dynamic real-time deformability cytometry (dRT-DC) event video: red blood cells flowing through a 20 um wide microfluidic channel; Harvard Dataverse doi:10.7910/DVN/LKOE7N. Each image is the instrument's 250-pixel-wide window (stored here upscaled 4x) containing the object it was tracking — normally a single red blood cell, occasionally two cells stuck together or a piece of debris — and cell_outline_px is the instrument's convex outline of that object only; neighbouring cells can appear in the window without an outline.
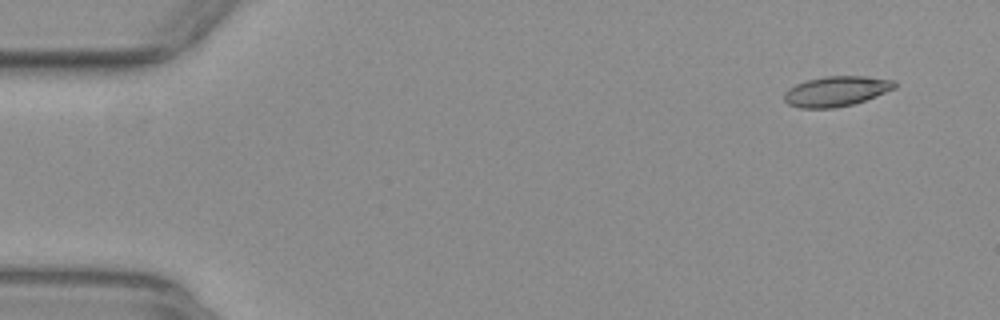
{"species": "common noctule bat (a hibernating species)", "species_latin": "Nyctalus noctula", "temperature_condition": "warm", "stored_images_in_passage": 13, "camera_frame_rate_fps": 3000, "um_per_image_px": 0.085, "animal": {"sex": "female", "body_mass_g": 29.2, "forearm_length_mm": 56.3}, "frame": {"image": 1, "passage_image": 1, "time_ms": 0.0, "image_size_px": [1000, 320], "cell_outline_px": [[896, 88], [876, 96], [852, 104], [836, 108], [800, 108], [788, 104], [784, 100], [784, 92], [788, 88], [796, 84], [808, 80], [824, 76], [868, 76], [896, 80]], "centroid_in_image_um": [71.09, 7.75], "position_along_channel_um": 13.9, "area_um2": 19.48}}
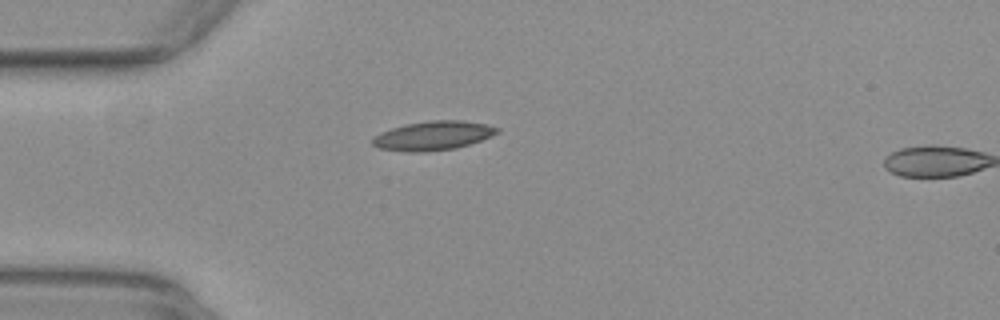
{"frame": {"image": 2, "passage_image": 12, "time_ms": 3.667, "image_size_px": [1000, 320], "cell_outline_px": [[500, 132], [480, 140], [456, 148], [424, 152], [408, 152], [380, 148], [372, 144], [372, 136], [380, 132], [404, 124], [428, 120], [460, 120], [488, 124], [500, 128]], "centroid_in_image_um": [36.8, 11.52], "position_along_channel_um": 48.2, "area_um2": 21.21}}